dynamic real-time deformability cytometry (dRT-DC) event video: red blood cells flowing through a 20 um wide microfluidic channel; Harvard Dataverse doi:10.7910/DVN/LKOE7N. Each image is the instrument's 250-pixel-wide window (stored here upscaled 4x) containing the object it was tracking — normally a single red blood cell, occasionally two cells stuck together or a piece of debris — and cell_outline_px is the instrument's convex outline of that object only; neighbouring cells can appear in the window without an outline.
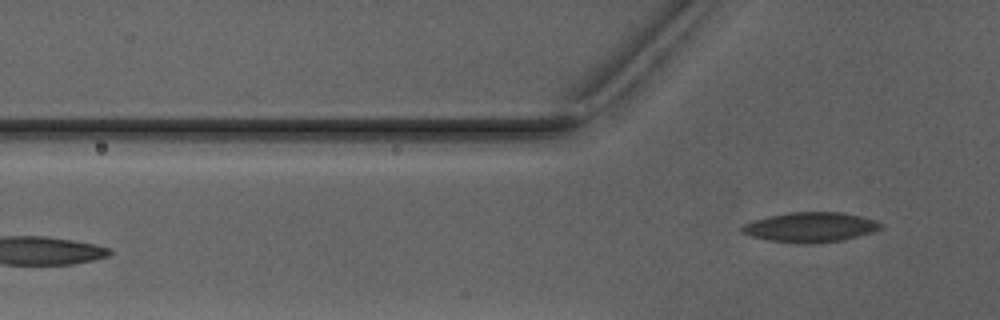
{"species": "Egyptian fruit bat (a non-hibernating species)", "species_latin": "Rousettus aegyptiacus", "temperature_condition": "warm", "stored_images_in_passage": 4, "camera_frame_rate_fps": 3000, "um_per_image_px": 0.085, "animal": {"sex": "male"}, "frame": {"image": 1, "passage_image": 4, "time_ms": 3.667, "image_size_px": [1000, 320], "cell_outline_px": [[884, 224], [880, 228], [872, 232], [840, 240], [804, 244], [772, 240], [752, 236], [744, 232], [740, 228], [744, 224], [752, 220], [768, 216], [788, 212], [840, 212], [860, 216], [876, 220]], "centroid_in_image_um": [68.89, 19.29], "position_along_channel_um": 56.9, "area_um2": 23.76}}